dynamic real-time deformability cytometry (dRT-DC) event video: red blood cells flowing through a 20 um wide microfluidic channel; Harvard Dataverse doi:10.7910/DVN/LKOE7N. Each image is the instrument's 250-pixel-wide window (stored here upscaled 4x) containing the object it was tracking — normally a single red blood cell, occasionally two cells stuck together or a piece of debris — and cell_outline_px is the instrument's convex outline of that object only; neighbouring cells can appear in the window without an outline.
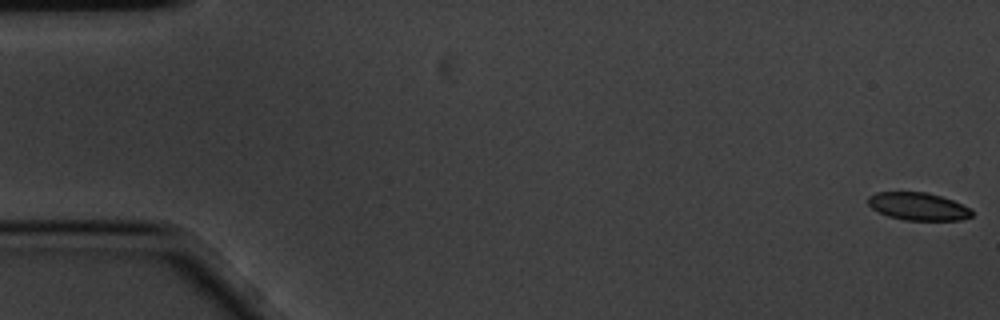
{"species": "common noctule bat (a hibernating species)", "species_latin": "Nyctalus noctula", "temperature_condition": "cold", "stored_images_in_passage": 6, "camera_frame_rate_fps": 3000, "um_per_image_px": 0.085, "animal": {"sex": "male", "body_mass_g": 20.1, "forearm_length_mm": 53.5}, "frame": {"image": 1, "passage_image": 1, "time_ms": 0.0, "image_size_px": [1000, 320], "cell_outline_px": [[972, 216], [960, 220], [904, 220], [888, 216], [872, 208], [868, 204], [868, 196], [876, 192], [928, 192], [952, 200], [972, 208]], "centroid_in_image_um": [78.05, 17.54], "position_along_channel_um": 6.9, "area_um2": 16.76}}
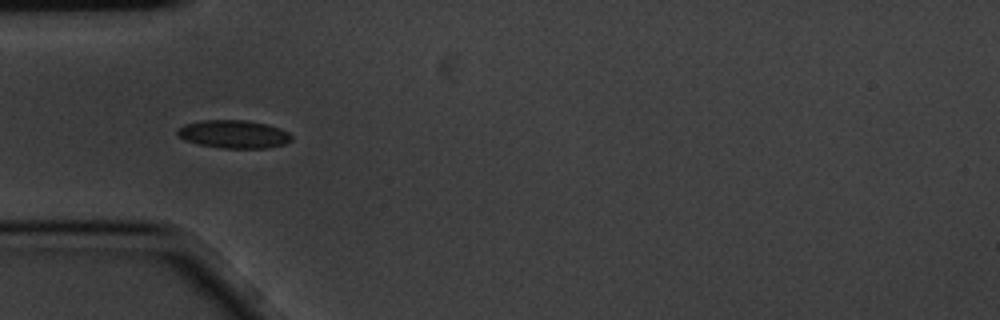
{"frame": {"image": 2, "passage_image": 5, "time_ms": 1.333, "image_size_px": [1000, 320], "cell_outline_px": [[292, 140], [284, 144], [268, 148], [220, 148], [196, 144], [184, 140], [176, 136], [176, 128], [184, 124], [204, 120], [248, 120], [268, 124], [280, 128], [288, 132], [292, 136]], "centroid_in_image_um": [19.83, 11.4], "position_along_channel_um": 65.2, "area_um2": 19.02}}
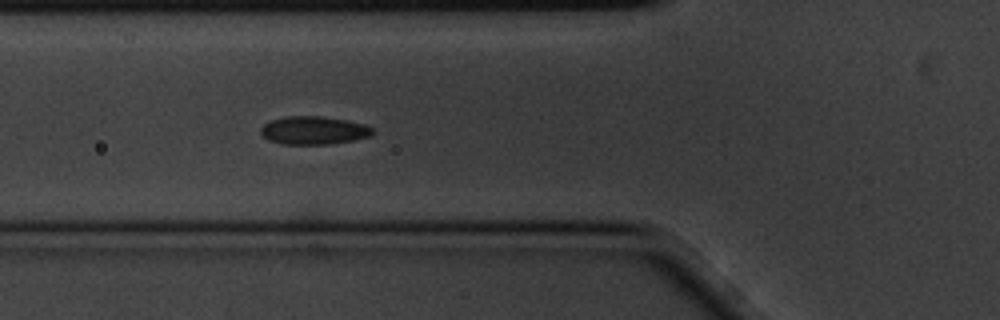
{"frame": {"image": 3, "passage_image": 6, "time_ms": 1.667, "image_size_px": [1000, 320], "cell_outline_px": [[372, 132], [368, 136], [352, 140], [328, 144], [280, 144], [268, 140], [260, 132], [260, 128], [264, 124], [272, 120], [284, 116], [320, 116], [348, 120], [364, 124], [372, 128]], "centroid_in_image_um": [26.61, 11.07], "position_along_channel_um": 99.2, "area_um2": 18.21}}